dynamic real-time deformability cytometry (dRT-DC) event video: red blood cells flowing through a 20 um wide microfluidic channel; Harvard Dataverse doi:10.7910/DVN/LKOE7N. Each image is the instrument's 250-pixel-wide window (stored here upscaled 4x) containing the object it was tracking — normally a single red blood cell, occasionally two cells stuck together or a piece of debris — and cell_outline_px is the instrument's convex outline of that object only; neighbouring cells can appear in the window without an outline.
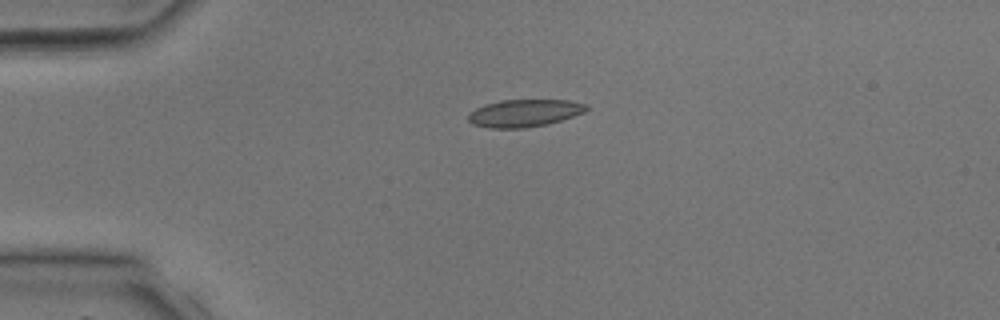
{"species": "common noctule bat (a hibernating species)", "species_latin": "Nyctalus noctula", "temperature_condition": "room temperature", "stored_images_in_passage": 2, "camera_frame_rate_fps": 3000, "um_per_image_px": 0.085, "animal": {"sex": "male", "body_mass_g": 17.9, "forearm_length_mm": 54.2}, "frame": {"image": 1, "passage_image": 2, "time_ms": 1.667, "image_size_px": [1000, 320], "cell_outline_px": [[588, 108], [584, 112], [548, 124], [524, 128], [488, 128], [472, 124], [468, 120], [468, 112], [484, 104], [500, 100], [568, 100], [588, 104]], "centroid_in_image_um": [44.53, 9.61], "position_along_channel_um": 40.5, "area_um2": 18.96}}